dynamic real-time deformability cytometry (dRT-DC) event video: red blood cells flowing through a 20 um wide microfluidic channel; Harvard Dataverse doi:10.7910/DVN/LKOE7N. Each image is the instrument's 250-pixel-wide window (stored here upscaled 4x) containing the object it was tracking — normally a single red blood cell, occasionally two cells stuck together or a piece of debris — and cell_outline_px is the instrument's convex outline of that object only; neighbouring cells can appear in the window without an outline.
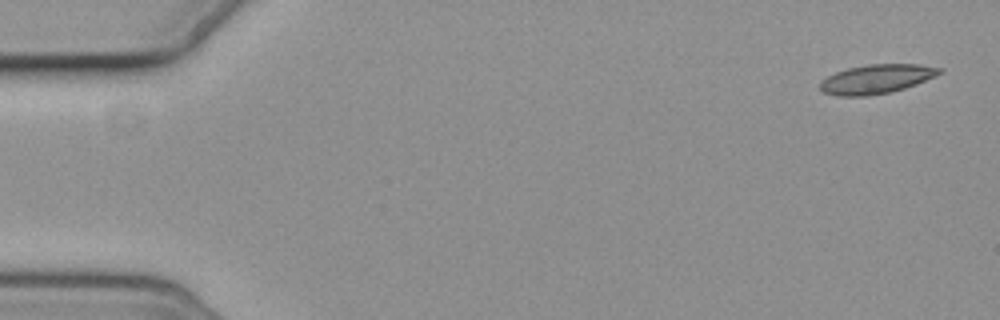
{"species": "common noctule bat (a hibernating species)", "species_latin": "Nyctalus noctula", "temperature_condition": "cold", "stored_images_in_passage": 5, "camera_frame_rate_fps": 3000, "um_per_image_px": 0.085, "animal": {"sex": "female", "body_mass_g": 19.3, "forearm_length_mm": 54.1}, "frame": {"image": 1, "passage_image": 1, "time_ms": 0.0, "image_size_px": [1000, 320], "cell_outline_px": [[944, 72], [936, 76], [916, 84], [892, 92], [868, 96], [836, 96], [824, 92], [820, 88], [820, 80], [836, 72], [848, 68], [868, 64], [920, 64], [944, 68]], "centroid_in_image_um": [74.53, 6.71], "position_along_channel_um": 10.5, "area_um2": 20.46}}